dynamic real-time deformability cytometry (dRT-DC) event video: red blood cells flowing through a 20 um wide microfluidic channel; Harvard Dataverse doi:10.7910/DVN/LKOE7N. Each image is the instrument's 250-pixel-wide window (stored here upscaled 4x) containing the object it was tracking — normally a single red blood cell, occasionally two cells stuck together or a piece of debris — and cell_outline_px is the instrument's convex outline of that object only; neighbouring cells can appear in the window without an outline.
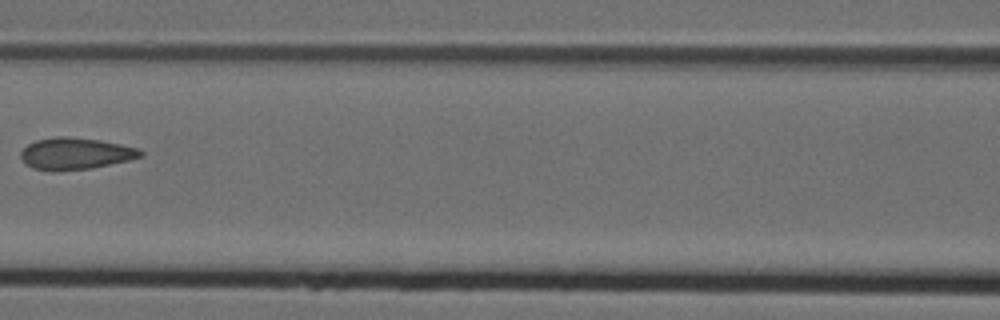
{"species": "Egyptian fruit bat (a non-hibernating species)", "species_latin": "Rousettus aegyptiacus", "temperature_condition": "cold", "stored_images_in_passage": 7, "camera_frame_rate_fps": 3000, "um_per_image_px": 0.085, "animal": {"sex": "female"}, "frame": {"image": 1, "passage_image": 6, "time_ms": 1.667, "image_size_px": [1000, 320], "cell_outline_px": [[144, 156], [128, 160], [92, 168], [52, 172], [32, 168], [24, 164], [20, 156], [20, 152], [28, 144], [36, 140], [56, 136], [68, 136], [100, 140], [140, 148], [144, 152]], "centroid_in_image_um": [6.39, 13.06], "position_along_channel_um": 160.2, "area_um2": 22.48}}
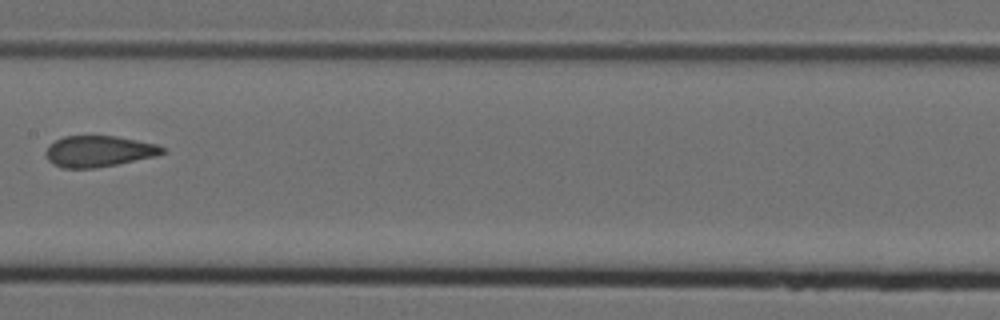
{"frame": {"image": 2, "passage_image": 7, "time_ms": 2.0, "image_size_px": [1000, 320], "cell_outline_px": [[168, 152], [156, 156], [96, 168], [60, 168], [52, 164], [48, 160], [44, 152], [48, 144], [64, 136], [116, 136], [156, 144], [164, 148]], "centroid_in_image_um": [8.36, 12.86], "position_along_channel_um": 199.0, "area_um2": 21.27}}